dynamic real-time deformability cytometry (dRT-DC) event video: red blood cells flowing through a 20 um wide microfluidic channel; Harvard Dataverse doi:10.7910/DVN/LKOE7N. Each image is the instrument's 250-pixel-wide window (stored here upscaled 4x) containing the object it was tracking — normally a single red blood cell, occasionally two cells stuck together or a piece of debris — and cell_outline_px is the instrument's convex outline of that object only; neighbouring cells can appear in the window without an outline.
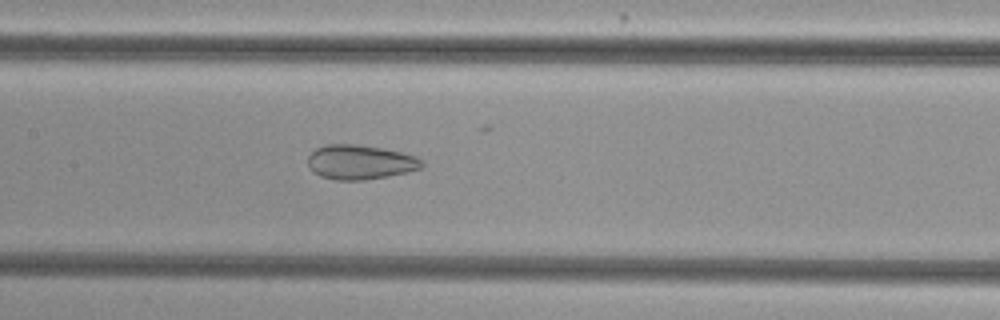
{"species": "common noctule bat (a hibernating species)", "species_latin": "Nyctalus noctula", "temperature_condition": "cold", "stored_images_in_passage": 29, "camera_frame_rate_fps": 3000, "um_per_image_px": 0.085, "animal": {"sex": "female", "body_mass_g": 29.2, "forearm_length_mm": 56.3}, "frame": {"image": 1, "passage_image": 16, "time_ms": 5.0, "image_size_px": [1000, 320], "cell_outline_px": [[424, 168], [408, 172], [388, 176], [364, 180], [336, 180], [320, 176], [312, 172], [308, 168], [308, 156], [316, 148], [324, 144], [356, 144], [384, 148], [416, 156], [424, 160]], "centroid_in_image_um": [30.62, 13.78], "position_along_channel_um": 176.8, "area_um2": 23.29}}
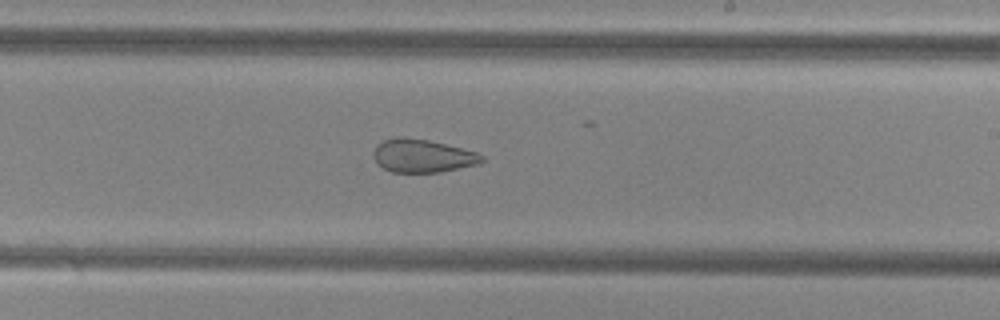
{"frame": {"image": 2, "passage_image": 22, "time_ms": 7.0, "image_size_px": [1000, 320], "cell_outline_px": [[484, 160], [480, 164], [440, 172], [392, 172], [384, 168], [376, 160], [372, 152], [384, 140], [396, 136], [404, 136], [428, 140], [476, 152], [484, 156]], "centroid_in_image_um": [35.94, 13.24], "position_along_channel_um": 253.1, "area_um2": 20.75}}
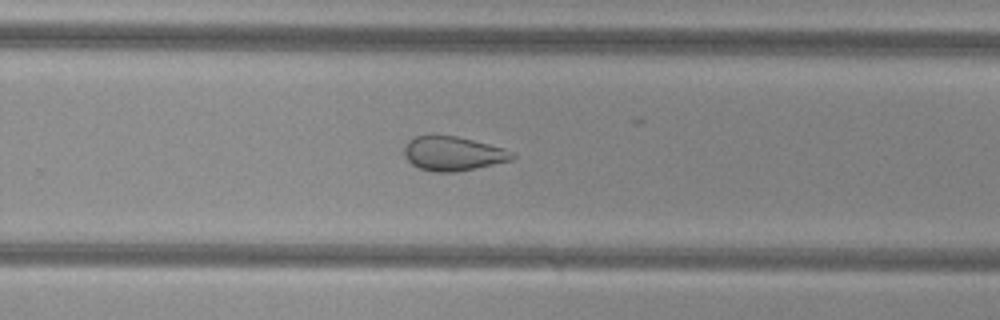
{"frame": {"image": 3, "passage_image": 25, "time_ms": 8.0, "image_size_px": [1000, 320], "cell_outline_px": [[516, 156], [512, 160], [476, 168], [456, 172], [436, 172], [420, 168], [412, 164], [404, 156], [404, 148], [408, 140], [416, 136], [432, 132], [456, 136], [504, 148], [512, 152]], "centroid_in_image_um": [38.47, 13.02], "position_along_channel_um": 291.3, "area_um2": 21.91}}